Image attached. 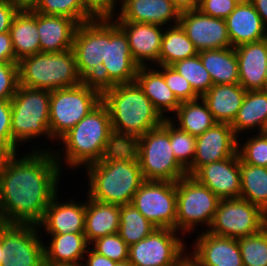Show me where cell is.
Segmentation results:
<instances>
[{"label": "cell", "instance_id": "obj_1", "mask_svg": "<svg viewBox=\"0 0 267 266\" xmlns=\"http://www.w3.org/2000/svg\"><path fill=\"white\" fill-rule=\"evenodd\" d=\"M45 149L34 147L19 159L12 153L1 168L0 222L38 225L42 221L59 193L58 182L64 172L59 149Z\"/></svg>", "mask_w": 267, "mask_h": 266}, {"label": "cell", "instance_id": "obj_2", "mask_svg": "<svg viewBox=\"0 0 267 266\" xmlns=\"http://www.w3.org/2000/svg\"><path fill=\"white\" fill-rule=\"evenodd\" d=\"M88 193L91 199L126 205L145 181L138 159L130 146L120 145L100 161L86 166Z\"/></svg>", "mask_w": 267, "mask_h": 266}, {"label": "cell", "instance_id": "obj_3", "mask_svg": "<svg viewBox=\"0 0 267 266\" xmlns=\"http://www.w3.org/2000/svg\"><path fill=\"white\" fill-rule=\"evenodd\" d=\"M102 102L109 110L111 128L120 145L129 146L165 120L136 82L104 88Z\"/></svg>", "mask_w": 267, "mask_h": 266}, {"label": "cell", "instance_id": "obj_4", "mask_svg": "<svg viewBox=\"0 0 267 266\" xmlns=\"http://www.w3.org/2000/svg\"><path fill=\"white\" fill-rule=\"evenodd\" d=\"M59 140L65 148L62 149L65 151L62 154V157L65 155L64 164L70 169L98 162L120 146L111 128L109 110L103 102Z\"/></svg>", "mask_w": 267, "mask_h": 266}, {"label": "cell", "instance_id": "obj_5", "mask_svg": "<svg viewBox=\"0 0 267 266\" xmlns=\"http://www.w3.org/2000/svg\"><path fill=\"white\" fill-rule=\"evenodd\" d=\"M19 85L54 91L81 84L73 49L38 52L18 61Z\"/></svg>", "mask_w": 267, "mask_h": 266}, {"label": "cell", "instance_id": "obj_6", "mask_svg": "<svg viewBox=\"0 0 267 266\" xmlns=\"http://www.w3.org/2000/svg\"><path fill=\"white\" fill-rule=\"evenodd\" d=\"M129 146L138 159L144 180L177 182L187 175L171 148L170 119H165Z\"/></svg>", "mask_w": 267, "mask_h": 266}, {"label": "cell", "instance_id": "obj_7", "mask_svg": "<svg viewBox=\"0 0 267 266\" xmlns=\"http://www.w3.org/2000/svg\"><path fill=\"white\" fill-rule=\"evenodd\" d=\"M10 103L12 153L38 136L54 140L49 125L50 91L19 85Z\"/></svg>", "mask_w": 267, "mask_h": 266}, {"label": "cell", "instance_id": "obj_8", "mask_svg": "<svg viewBox=\"0 0 267 266\" xmlns=\"http://www.w3.org/2000/svg\"><path fill=\"white\" fill-rule=\"evenodd\" d=\"M102 102V90L92 84L50 91V134L56 141Z\"/></svg>", "mask_w": 267, "mask_h": 266}, {"label": "cell", "instance_id": "obj_9", "mask_svg": "<svg viewBox=\"0 0 267 266\" xmlns=\"http://www.w3.org/2000/svg\"><path fill=\"white\" fill-rule=\"evenodd\" d=\"M176 195L175 230L190 234L200 224L208 230L221 199L189 175L176 182Z\"/></svg>", "mask_w": 267, "mask_h": 266}, {"label": "cell", "instance_id": "obj_10", "mask_svg": "<svg viewBox=\"0 0 267 266\" xmlns=\"http://www.w3.org/2000/svg\"><path fill=\"white\" fill-rule=\"evenodd\" d=\"M73 52L79 81L92 84L101 90V67L105 60V15L77 26Z\"/></svg>", "mask_w": 267, "mask_h": 266}, {"label": "cell", "instance_id": "obj_11", "mask_svg": "<svg viewBox=\"0 0 267 266\" xmlns=\"http://www.w3.org/2000/svg\"><path fill=\"white\" fill-rule=\"evenodd\" d=\"M117 13L105 15V60L101 67V90L116 84L135 82V63L127 35L114 21Z\"/></svg>", "mask_w": 267, "mask_h": 266}, {"label": "cell", "instance_id": "obj_12", "mask_svg": "<svg viewBox=\"0 0 267 266\" xmlns=\"http://www.w3.org/2000/svg\"><path fill=\"white\" fill-rule=\"evenodd\" d=\"M267 225V214L242 198L221 199L207 232L229 238H242Z\"/></svg>", "mask_w": 267, "mask_h": 266}, {"label": "cell", "instance_id": "obj_13", "mask_svg": "<svg viewBox=\"0 0 267 266\" xmlns=\"http://www.w3.org/2000/svg\"><path fill=\"white\" fill-rule=\"evenodd\" d=\"M34 224L1 222V239L5 256L1 266H45L44 243ZM40 236V238H39Z\"/></svg>", "mask_w": 267, "mask_h": 266}, {"label": "cell", "instance_id": "obj_14", "mask_svg": "<svg viewBox=\"0 0 267 266\" xmlns=\"http://www.w3.org/2000/svg\"><path fill=\"white\" fill-rule=\"evenodd\" d=\"M177 233L174 229L156 228L129 246L128 260L133 266H175L186 255V245Z\"/></svg>", "mask_w": 267, "mask_h": 266}, {"label": "cell", "instance_id": "obj_15", "mask_svg": "<svg viewBox=\"0 0 267 266\" xmlns=\"http://www.w3.org/2000/svg\"><path fill=\"white\" fill-rule=\"evenodd\" d=\"M131 203L157 228L175 230L176 182L145 180Z\"/></svg>", "mask_w": 267, "mask_h": 266}, {"label": "cell", "instance_id": "obj_16", "mask_svg": "<svg viewBox=\"0 0 267 266\" xmlns=\"http://www.w3.org/2000/svg\"><path fill=\"white\" fill-rule=\"evenodd\" d=\"M238 137L230 124L215 123L203 134L196 137L195 156L192 165L186 170L193 176L201 167L233 157L237 153Z\"/></svg>", "mask_w": 267, "mask_h": 266}, {"label": "cell", "instance_id": "obj_17", "mask_svg": "<svg viewBox=\"0 0 267 266\" xmlns=\"http://www.w3.org/2000/svg\"><path fill=\"white\" fill-rule=\"evenodd\" d=\"M179 24L198 52L232 47L225 19L211 17L197 9L181 13Z\"/></svg>", "mask_w": 267, "mask_h": 266}, {"label": "cell", "instance_id": "obj_18", "mask_svg": "<svg viewBox=\"0 0 267 266\" xmlns=\"http://www.w3.org/2000/svg\"><path fill=\"white\" fill-rule=\"evenodd\" d=\"M192 177L208 187L220 199H236L241 195L240 156L201 167Z\"/></svg>", "mask_w": 267, "mask_h": 266}, {"label": "cell", "instance_id": "obj_19", "mask_svg": "<svg viewBox=\"0 0 267 266\" xmlns=\"http://www.w3.org/2000/svg\"><path fill=\"white\" fill-rule=\"evenodd\" d=\"M192 253L201 266H244L238 239L220 237L207 231L198 235Z\"/></svg>", "mask_w": 267, "mask_h": 266}, {"label": "cell", "instance_id": "obj_20", "mask_svg": "<svg viewBox=\"0 0 267 266\" xmlns=\"http://www.w3.org/2000/svg\"><path fill=\"white\" fill-rule=\"evenodd\" d=\"M116 23L127 35L130 51L135 63L141 67L148 66L150 61L159 66V53L164 27L149 23Z\"/></svg>", "mask_w": 267, "mask_h": 266}, {"label": "cell", "instance_id": "obj_21", "mask_svg": "<svg viewBox=\"0 0 267 266\" xmlns=\"http://www.w3.org/2000/svg\"><path fill=\"white\" fill-rule=\"evenodd\" d=\"M119 5L121 11L115 22L149 23L163 27L170 22L168 26L179 24L180 13L171 0H122Z\"/></svg>", "mask_w": 267, "mask_h": 266}, {"label": "cell", "instance_id": "obj_22", "mask_svg": "<svg viewBox=\"0 0 267 266\" xmlns=\"http://www.w3.org/2000/svg\"><path fill=\"white\" fill-rule=\"evenodd\" d=\"M59 202L56 194L48 205L38 227L46 234L84 233L86 201L77 203L75 200Z\"/></svg>", "mask_w": 267, "mask_h": 266}, {"label": "cell", "instance_id": "obj_23", "mask_svg": "<svg viewBox=\"0 0 267 266\" xmlns=\"http://www.w3.org/2000/svg\"><path fill=\"white\" fill-rule=\"evenodd\" d=\"M239 84L246 90H264L267 38L235 47Z\"/></svg>", "mask_w": 267, "mask_h": 266}, {"label": "cell", "instance_id": "obj_24", "mask_svg": "<svg viewBox=\"0 0 267 266\" xmlns=\"http://www.w3.org/2000/svg\"><path fill=\"white\" fill-rule=\"evenodd\" d=\"M79 24L68 17L45 15L37 12L40 52H61L72 49Z\"/></svg>", "mask_w": 267, "mask_h": 266}, {"label": "cell", "instance_id": "obj_25", "mask_svg": "<svg viewBox=\"0 0 267 266\" xmlns=\"http://www.w3.org/2000/svg\"><path fill=\"white\" fill-rule=\"evenodd\" d=\"M225 22L233 48L267 38V28L252 3L236 5Z\"/></svg>", "mask_w": 267, "mask_h": 266}, {"label": "cell", "instance_id": "obj_26", "mask_svg": "<svg viewBox=\"0 0 267 266\" xmlns=\"http://www.w3.org/2000/svg\"><path fill=\"white\" fill-rule=\"evenodd\" d=\"M49 236L52 237L49 246L44 245L45 266H81L80 260H83L90 247L84 233Z\"/></svg>", "mask_w": 267, "mask_h": 266}, {"label": "cell", "instance_id": "obj_27", "mask_svg": "<svg viewBox=\"0 0 267 266\" xmlns=\"http://www.w3.org/2000/svg\"><path fill=\"white\" fill-rule=\"evenodd\" d=\"M152 66H141L138 68L135 82L142 89L144 94L152 102L154 108L160 115L169 119L164 114L170 112L171 114L177 111L181 102L177 99L171 89L166 85L164 76L162 75V65L155 69Z\"/></svg>", "mask_w": 267, "mask_h": 266}, {"label": "cell", "instance_id": "obj_28", "mask_svg": "<svg viewBox=\"0 0 267 266\" xmlns=\"http://www.w3.org/2000/svg\"><path fill=\"white\" fill-rule=\"evenodd\" d=\"M246 90L239 84L213 85L201 98L216 123L232 124L245 98Z\"/></svg>", "mask_w": 267, "mask_h": 266}, {"label": "cell", "instance_id": "obj_29", "mask_svg": "<svg viewBox=\"0 0 267 266\" xmlns=\"http://www.w3.org/2000/svg\"><path fill=\"white\" fill-rule=\"evenodd\" d=\"M120 206L104 203L91 198L86 199L84 234L91 244L96 239L118 232Z\"/></svg>", "mask_w": 267, "mask_h": 266}, {"label": "cell", "instance_id": "obj_30", "mask_svg": "<svg viewBox=\"0 0 267 266\" xmlns=\"http://www.w3.org/2000/svg\"><path fill=\"white\" fill-rule=\"evenodd\" d=\"M9 33L17 61L40 52L37 12L33 9L19 10L12 20Z\"/></svg>", "mask_w": 267, "mask_h": 266}, {"label": "cell", "instance_id": "obj_31", "mask_svg": "<svg viewBox=\"0 0 267 266\" xmlns=\"http://www.w3.org/2000/svg\"><path fill=\"white\" fill-rule=\"evenodd\" d=\"M231 127L238 140L240 133L242 135V133L249 130L252 133L253 128L257 129L258 133H261L267 127V90H250L246 92L243 103Z\"/></svg>", "mask_w": 267, "mask_h": 266}, {"label": "cell", "instance_id": "obj_32", "mask_svg": "<svg viewBox=\"0 0 267 266\" xmlns=\"http://www.w3.org/2000/svg\"><path fill=\"white\" fill-rule=\"evenodd\" d=\"M213 85L239 83L238 59L233 47L198 52Z\"/></svg>", "mask_w": 267, "mask_h": 266}, {"label": "cell", "instance_id": "obj_33", "mask_svg": "<svg viewBox=\"0 0 267 266\" xmlns=\"http://www.w3.org/2000/svg\"><path fill=\"white\" fill-rule=\"evenodd\" d=\"M175 113L176 118L172 120L170 117V121H178V125H175L180 130L195 137L203 134L216 123L202 98L181 102Z\"/></svg>", "mask_w": 267, "mask_h": 266}, {"label": "cell", "instance_id": "obj_34", "mask_svg": "<svg viewBox=\"0 0 267 266\" xmlns=\"http://www.w3.org/2000/svg\"><path fill=\"white\" fill-rule=\"evenodd\" d=\"M165 28L159 53V65L171 66L177 61L198 54L194 44L180 24Z\"/></svg>", "mask_w": 267, "mask_h": 266}, {"label": "cell", "instance_id": "obj_35", "mask_svg": "<svg viewBox=\"0 0 267 266\" xmlns=\"http://www.w3.org/2000/svg\"><path fill=\"white\" fill-rule=\"evenodd\" d=\"M241 195L267 214V167L253 166L240 159Z\"/></svg>", "mask_w": 267, "mask_h": 266}, {"label": "cell", "instance_id": "obj_36", "mask_svg": "<svg viewBox=\"0 0 267 266\" xmlns=\"http://www.w3.org/2000/svg\"><path fill=\"white\" fill-rule=\"evenodd\" d=\"M118 235L130 246L151 234L157 227L130 204L120 206Z\"/></svg>", "mask_w": 267, "mask_h": 266}, {"label": "cell", "instance_id": "obj_37", "mask_svg": "<svg viewBox=\"0 0 267 266\" xmlns=\"http://www.w3.org/2000/svg\"><path fill=\"white\" fill-rule=\"evenodd\" d=\"M33 10L45 15L68 17L78 24L94 20L98 16L84 0H40Z\"/></svg>", "mask_w": 267, "mask_h": 266}, {"label": "cell", "instance_id": "obj_38", "mask_svg": "<svg viewBox=\"0 0 267 266\" xmlns=\"http://www.w3.org/2000/svg\"><path fill=\"white\" fill-rule=\"evenodd\" d=\"M171 66L190 83L200 98L213 86L211 76L203 66L199 54L177 61Z\"/></svg>", "mask_w": 267, "mask_h": 266}, {"label": "cell", "instance_id": "obj_39", "mask_svg": "<svg viewBox=\"0 0 267 266\" xmlns=\"http://www.w3.org/2000/svg\"><path fill=\"white\" fill-rule=\"evenodd\" d=\"M244 266H267V225L259 232L238 238Z\"/></svg>", "mask_w": 267, "mask_h": 266}, {"label": "cell", "instance_id": "obj_40", "mask_svg": "<svg viewBox=\"0 0 267 266\" xmlns=\"http://www.w3.org/2000/svg\"><path fill=\"white\" fill-rule=\"evenodd\" d=\"M170 144L176 160L187 170L194 161L196 137L180 130L170 121Z\"/></svg>", "mask_w": 267, "mask_h": 266}, {"label": "cell", "instance_id": "obj_41", "mask_svg": "<svg viewBox=\"0 0 267 266\" xmlns=\"http://www.w3.org/2000/svg\"><path fill=\"white\" fill-rule=\"evenodd\" d=\"M243 145L238 140L237 152L240 159L253 166L267 167V138L262 133L247 137Z\"/></svg>", "mask_w": 267, "mask_h": 266}, {"label": "cell", "instance_id": "obj_42", "mask_svg": "<svg viewBox=\"0 0 267 266\" xmlns=\"http://www.w3.org/2000/svg\"><path fill=\"white\" fill-rule=\"evenodd\" d=\"M90 245L93 250L112 261L121 262L128 259L129 246L118 235V233L106 235L96 239Z\"/></svg>", "mask_w": 267, "mask_h": 266}, {"label": "cell", "instance_id": "obj_43", "mask_svg": "<svg viewBox=\"0 0 267 266\" xmlns=\"http://www.w3.org/2000/svg\"><path fill=\"white\" fill-rule=\"evenodd\" d=\"M162 75L164 76L166 85L180 102L192 101L200 98L195 93L190 83L172 66L162 65Z\"/></svg>", "mask_w": 267, "mask_h": 266}, {"label": "cell", "instance_id": "obj_44", "mask_svg": "<svg viewBox=\"0 0 267 266\" xmlns=\"http://www.w3.org/2000/svg\"><path fill=\"white\" fill-rule=\"evenodd\" d=\"M18 86V63H0V100H11Z\"/></svg>", "mask_w": 267, "mask_h": 266}, {"label": "cell", "instance_id": "obj_45", "mask_svg": "<svg viewBox=\"0 0 267 266\" xmlns=\"http://www.w3.org/2000/svg\"><path fill=\"white\" fill-rule=\"evenodd\" d=\"M236 5L234 0H200L198 10L211 17L226 19Z\"/></svg>", "mask_w": 267, "mask_h": 266}, {"label": "cell", "instance_id": "obj_46", "mask_svg": "<svg viewBox=\"0 0 267 266\" xmlns=\"http://www.w3.org/2000/svg\"><path fill=\"white\" fill-rule=\"evenodd\" d=\"M0 143L12 152L10 100H0Z\"/></svg>", "mask_w": 267, "mask_h": 266}, {"label": "cell", "instance_id": "obj_47", "mask_svg": "<svg viewBox=\"0 0 267 266\" xmlns=\"http://www.w3.org/2000/svg\"><path fill=\"white\" fill-rule=\"evenodd\" d=\"M19 10L13 0H0V33L9 32L12 20Z\"/></svg>", "mask_w": 267, "mask_h": 266}, {"label": "cell", "instance_id": "obj_48", "mask_svg": "<svg viewBox=\"0 0 267 266\" xmlns=\"http://www.w3.org/2000/svg\"><path fill=\"white\" fill-rule=\"evenodd\" d=\"M83 259H86V262H84L85 265L82 263L81 266H133L128 259L121 262H115L103 255L98 254L90 247L88 248Z\"/></svg>", "mask_w": 267, "mask_h": 266}, {"label": "cell", "instance_id": "obj_49", "mask_svg": "<svg viewBox=\"0 0 267 266\" xmlns=\"http://www.w3.org/2000/svg\"><path fill=\"white\" fill-rule=\"evenodd\" d=\"M0 63H18L9 32L0 33Z\"/></svg>", "mask_w": 267, "mask_h": 266}, {"label": "cell", "instance_id": "obj_50", "mask_svg": "<svg viewBox=\"0 0 267 266\" xmlns=\"http://www.w3.org/2000/svg\"><path fill=\"white\" fill-rule=\"evenodd\" d=\"M84 2L97 15H110L114 12L112 7V0H84Z\"/></svg>", "mask_w": 267, "mask_h": 266}, {"label": "cell", "instance_id": "obj_51", "mask_svg": "<svg viewBox=\"0 0 267 266\" xmlns=\"http://www.w3.org/2000/svg\"><path fill=\"white\" fill-rule=\"evenodd\" d=\"M179 13L197 10L200 5V0H171Z\"/></svg>", "mask_w": 267, "mask_h": 266}, {"label": "cell", "instance_id": "obj_52", "mask_svg": "<svg viewBox=\"0 0 267 266\" xmlns=\"http://www.w3.org/2000/svg\"><path fill=\"white\" fill-rule=\"evenodd\" d=\"M252 4L267 28V0H253Z\"/></svg>", "mask_w": 267, "mask_h": 266}, {"label": "cell", "instance_id": "obj_53", "mask_svg": "<svg viewBox=\"0 0 267 266\" xmlns=\"http://www.w3.org/2000/svg\"><path fill=\"white\" fill-rule=\"evenodd\" d=\"M20 10L34 9L40 0H13Z\"/></svg>", "mask_w": 267, "mask_h": 266}, {"label": "cell", "instance_id": "obj_54", "mask_svg": "<svg viewBox=\"0 0 267 266\" xmlns=\"http://www.w3.org/2000/svg\"><path fill=\"white\" fill-rule=\"evenodd\" d=\"M12 154V152L2 143H0V170L6 163L8 157Z\"/></svg>", "mask_w": 267, "mask_h": 266}, {"label": "cell", "instance_id": "obj_55", "mask_svg": "<svg viewBox=\"0 0 267 266\" xmlns=\"http://www.w3.org/2000/svg\"><path fill=\"white\" fill-rule=\"evenodd\" d=\"M175 266H201V265L190 255L186 254Z\"/></svg>", "mask_w": 267, "mask_h": 266}, {"label": "cell", "instance_id": "obj_56", "mask_svg": "<svg viewBox=\"0 0 267 266\" xmlns=\"http://www.w3.org/2000/svg\"><path fill=\"white\" fill-rule=\"evenodd\" d=\"M4 249L2 247V239H1V222H0V266L2 264V262L5 259L4 253H3Z\"/></svg>", "mask_w": 267, "mask_h": 266}, {"label": "cell", "instance_id": "obj_57", "mask_svg": "<svg viewBox=\"0 0 267 266\" xmlns=\"http://www.w3.org/2000/svg\"><path fill=\"white\" fill-rule=\"evenodd\" d=\"M253 0H234V2L237 4V5H241V4H250L252 3Z\"/></svg>", "mask_w": 267, "mask_h": 266}, {"label": "cell", "instance_id": "obj_58", "mask_svg": "<svg viewBox=\"0 0 267 266\" xmlns=\"http://www.w3.org/2000/svg\"><path fill=\"white\" fill-rule=\"evenodd\" d=\"M264 90H267V65H266V71H265Z\"/></svg>", "mask_w": 267, "mask_h": 266}, {"label": "cell", "instance_id": "obj_59", "mask_svg": "<svg viewBox=\"0 0 267 266\" xmlns=\"http://www.w3.org/2000/svg\"><path fill=\"white\" fill-rule=\"evenodd\" d=\"M120 1L118 0V2H117V0H112V7H113V9H114V11L116 10V3H119Z\"/></svg>", "mask_w": 267, "mask_h": 266}, {"label": "cell", "instance_id": "obj_60", "mask_svg": "<svg viewBox=\"0 0 267 266\" xmlns=\"http://www.w3.org/2000/svg\"><path fill=\"white\" fill-rule=\"evenodd\" d=\"M261 133L267 138V127H265Z\"/></svg>", "mask_w": 267, "mask_h": 266}]
</instances>
